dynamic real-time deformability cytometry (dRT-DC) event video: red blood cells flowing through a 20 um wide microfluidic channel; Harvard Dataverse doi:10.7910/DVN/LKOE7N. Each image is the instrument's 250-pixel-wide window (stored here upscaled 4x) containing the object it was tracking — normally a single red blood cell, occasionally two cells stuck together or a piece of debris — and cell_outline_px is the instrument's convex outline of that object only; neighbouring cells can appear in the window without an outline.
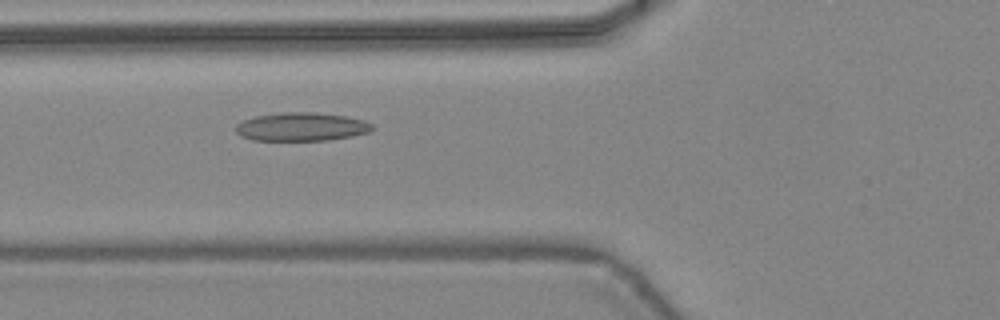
{"species": "common noctule bat (a hibernating species)", "species_latin": "Nyctalus noctula", "temperature_condition": "warm", "stored_images_in_passage": 46, "camera_frame_rate_fps": 3000, "um_per_image_px": 0.085, "animal": {"sex": "female", "body_mass_g": 24.6, "forearm_length_mm": 56.2}, "frame": {"image": 1, "passage_image": 18, "time_ms": 5.667, "image_size_px": [1000, 320], "cell_outline_px": [[376, 128], [368, 132], [352, 136], [328, 140], [252, 140], [240, 136], [236, 132], [236, 124], [244, 120], [256, 116], [284, 112], [316, 112], [344, 116], [364, 120], [372, 124]], "centroid_in_image_um": [25.63, 10.78], "position_along_channel_um": 100.2, "area_um2": 22.6}}
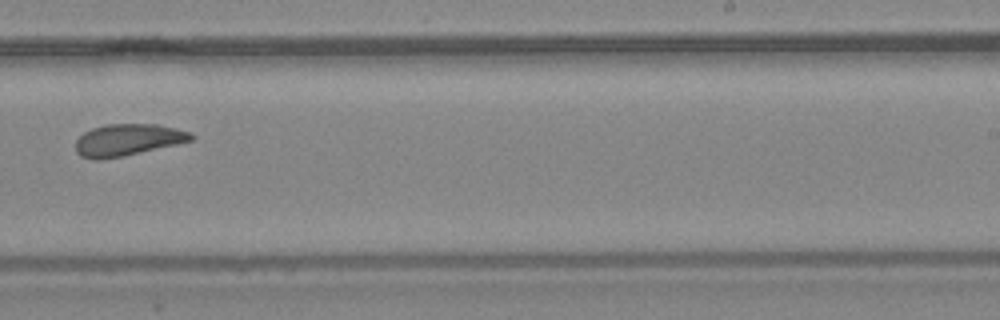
{"frame": {"image": 2, "passage_image": 30, "time_ms": 9.667, "image_size_px": [1000, 320], "cell_outline_px": [[196, 136], [192, 140], [176, 144], [120, 156], [100, 160], [92, 160], [80, 156], [76, 152], [76, 140], [84, 132], [92, 128], [104, 124], [156, 124], [192, 132]], "centroid_in_image_um": [10.83, 11.88], "position_along_channel_um": 278.2, "area_um2": 21.27}}
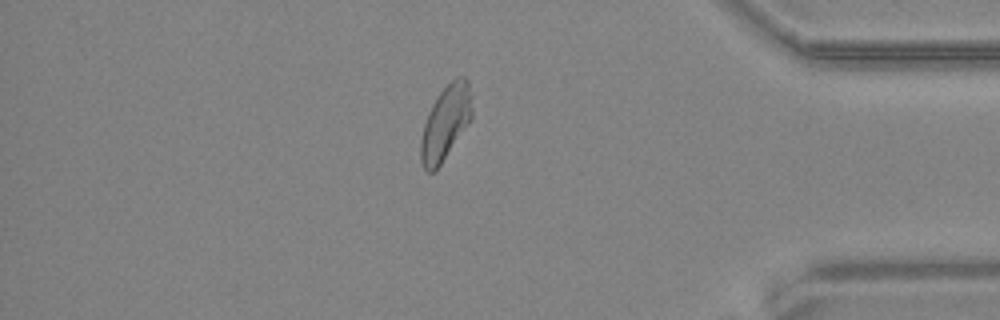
{"frame": {"image": 3, "passage_image": 40, "time_ms": 13.0, "image_size_px": [1000, 320], "cell_outline_px": [[472, 120], [440, 164], [432, 172], [428, 172], [424, 168], [420, 160], [420, 140], [424, 124], [428, 112], [432, 104], [440, 92], [456, 76], [464, 76], [468, 80], [472, 96]], "centroid_in_image_um": [37.89, 10.4], "position_along_channel_um": 397.3, "area_um2": 22.25}, "authors_computed_cell_mechanics": {"area_um2": 22.4553, "velocity_mm_per_s": 4.4465, "shape_relaxation_time_tau1_ms": 7.8917, "shape_relaxation_time_tau2_ms": 2.3566, "deformation_change_tau1": 0.1625, "deformation_change_tau2": 0.0884}}